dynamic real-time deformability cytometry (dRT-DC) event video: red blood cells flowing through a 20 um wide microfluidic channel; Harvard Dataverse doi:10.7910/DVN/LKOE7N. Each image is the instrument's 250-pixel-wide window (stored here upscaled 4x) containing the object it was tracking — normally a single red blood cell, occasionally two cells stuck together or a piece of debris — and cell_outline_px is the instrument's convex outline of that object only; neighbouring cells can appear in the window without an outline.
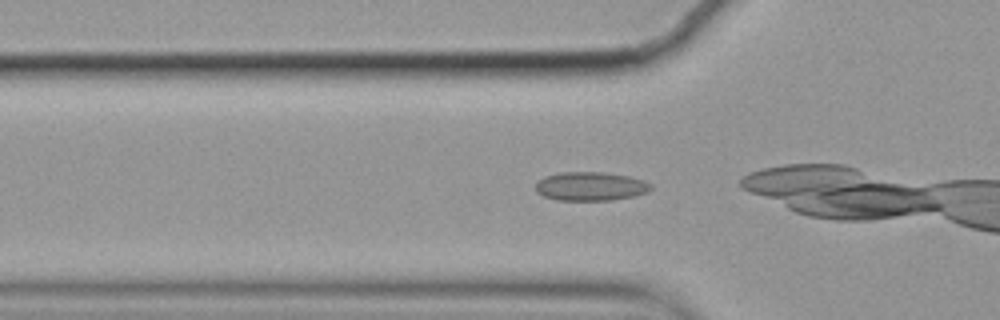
{"species": "common noctule bat (a hibernating species)", "species_latin": "Nyctalus noctula", "temperature_condition": "cold", "stored_images_in_passage": 5, "camera_frame_rate_fps": 3000, "um_per_image_px": 0.085, "animal": {"sex": "female", "body_mass_g": 19.9}, "frame": {"image": 1, "passage_image": 2, "time_ms": 0.333, "image_size_px": [1000, 320], "cell_outline_px": [[652, 188], [648, 192], [632, 196], [612, 200], [556, 200], [544, 196], [536, 192], [536, 184], [544, 176], [560, 172], [604, 172], [628, 176], [644, 180], [652, 184]], "centroid_in_image_um": [50.2, 15.83], "position_along_channel_um": 75.6, "area_um2": 19.36}}